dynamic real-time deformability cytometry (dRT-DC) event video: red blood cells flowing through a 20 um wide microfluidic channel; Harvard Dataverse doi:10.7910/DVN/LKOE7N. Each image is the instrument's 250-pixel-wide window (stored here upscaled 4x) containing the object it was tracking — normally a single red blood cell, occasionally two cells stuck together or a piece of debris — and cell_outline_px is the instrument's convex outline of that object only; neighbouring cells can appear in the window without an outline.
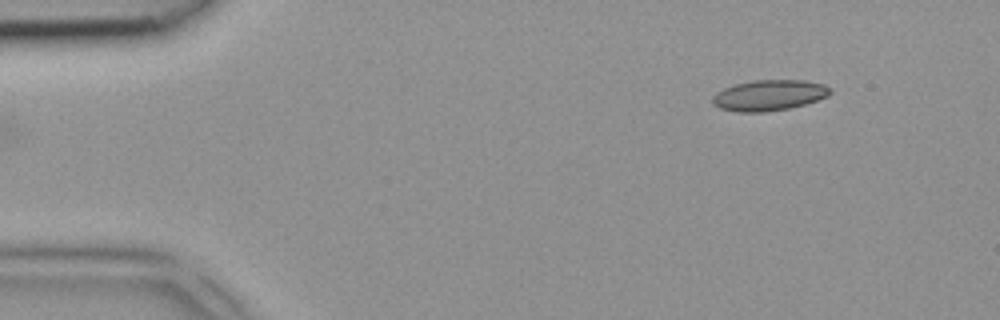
{"species": "common noctule bat (a hibernating species)", "species_latin": "Nyctalus noctula", "temperature_condition": "room temperature", "stored_images_in_passage": 3, "camera_frame_rate_fps": 3000, "um_per_image_px": 0.085, "animal": {"sex": "female", "body_mass_g": 18.4}, "frame": {"image": 1, "passage_image": 3, "time_ms": 0.667, "image_size_px": [1000, 320], "cell_outline_px": [[832, 92], [828, 96], [804, 104], [788, 108], [764, 112], [736, 112], [720, 108], [712, 104], [712, 96], [716, 92], [724, 88], [736, 84], [752, 80], [804, 80], [824, 84], [832, 88]], "centroid_in_image_um": [65.36, 8.09], "position_along_channel_um": 19.6, "area_um2": 21.15}}